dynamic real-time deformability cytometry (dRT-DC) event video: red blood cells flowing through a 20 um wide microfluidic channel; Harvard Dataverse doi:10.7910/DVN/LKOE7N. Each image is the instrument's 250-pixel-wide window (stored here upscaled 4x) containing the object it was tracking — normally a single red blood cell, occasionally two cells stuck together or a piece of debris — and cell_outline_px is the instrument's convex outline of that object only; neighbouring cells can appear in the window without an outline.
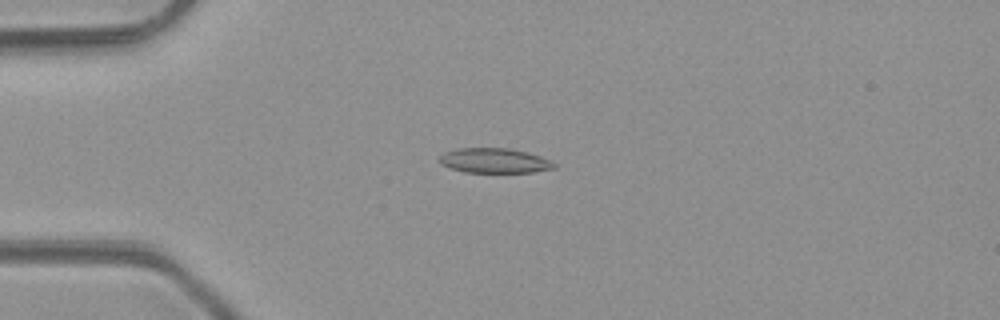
{"species": "common noctule bat (a hibernating species)", "species_latin": "Nyctalus noctula", "temperature_condition": "room temperature", "stored_images_in_passage": 4, "camera_frame_rate_fps": 3000, "um_per_image_px": 0.085, "animal": {"sex": "male", "body_mass_g": 23.1, "forearm_length_mm": 52.7}, "frame": {"image": 1, "passage_image": 2, "time_ms": 1.0, "image_size_px": [1000, 320], "cell_outline_px": [[556, 168], [532, 172], [464, 172], [440, 164], [440, 156], [444, 152], [460, 148], [508, 148], [540, 156], [556, 164]], "centroid_in_image_um": [42.01, 13.65], "position_along_channel_um": 43.0, "area_um2": 16.36}}
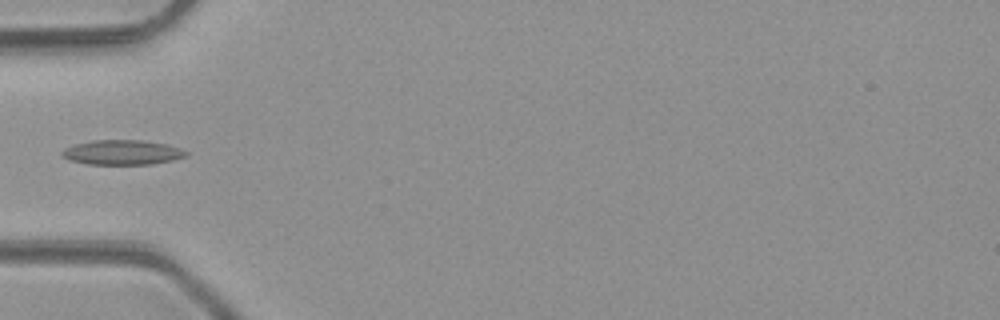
{"frame": {"image": 2, "passage_image": 3, "time_ms": 2.333, "image_size_px": [1000, 320], "cell_outline_px": [[188, 156], [172, 160], [152, 164], [88, 164], [72, 160], [64, 156], [60, 152], [64, 148], [76, 144], [92, 140], [144, 140], [168, 144], [180, 148], [188, 152]], "centroid_in_image_um": [10.44, 12.94], "position_along_channel_um": 74.6, "area_um2": 17.86}}
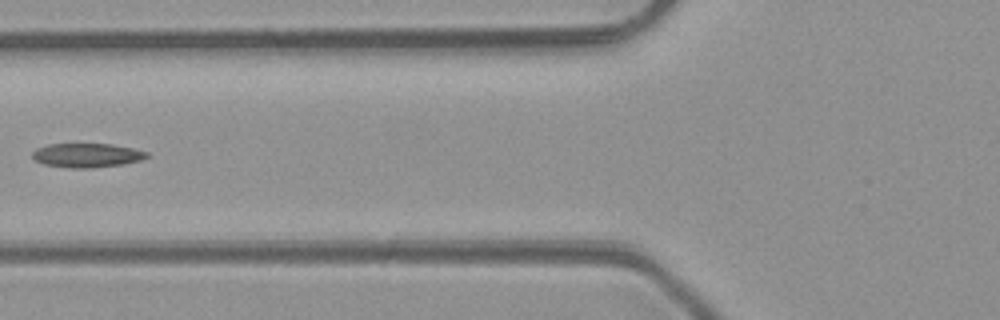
{"frame": {"image": 3, "passage_image": 4, "time_ms": 3.333, "image_size_px": [1000, 320], "cell_outline_px": [[148, 156], [140, 160], [124, 164], [92, 168], [68, 168], [44, 164], [36, 160], [32, 156], [32, 152], [36, 148], [48, 144], [112, 144], [132, 148], [148, 152]], "centroid_in_image_um": [7.37, 13.2], "position_along_channel_um": 118.4, "area_um2": 16.07}}